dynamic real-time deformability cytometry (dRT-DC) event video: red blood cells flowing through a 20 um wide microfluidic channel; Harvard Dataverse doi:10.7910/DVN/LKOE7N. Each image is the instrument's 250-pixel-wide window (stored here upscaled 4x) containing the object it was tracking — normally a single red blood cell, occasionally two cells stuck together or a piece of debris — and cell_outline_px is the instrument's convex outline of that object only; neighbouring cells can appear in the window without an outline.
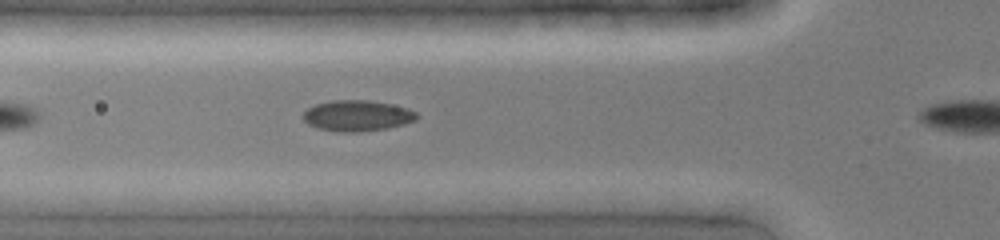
{"species": "common noctule bat (a hibernating species)", "species_latin": "Nyctalus noctula", "temperature_condition": "cold", "stored_images_in_passage": 5, "camera_frame_rate_fps": 3000, "um_per_image_px": 0.085, "animal": {"sex": "female", "body_mass_g": 19.0, "forearm_length_mm": 51.5}, "frame": {"image": 1, "passage_image": 4, "time_ms": 1.0, "image_size_px": [1000, 240], "cell_outline_px": [[420, 116], [416, 120], [404, 124], [384, 128], [356, 132], [344, 132], [320, 128], [308, 124], [300, 116], [308, 108], [316, 104], [332, 100], [368, 100], [408, 108], [416, 112]], "centroid_in_image_um": [30.36, 9.82], "position_along_channel_um": 95.4, "area_um2": 20.23}}